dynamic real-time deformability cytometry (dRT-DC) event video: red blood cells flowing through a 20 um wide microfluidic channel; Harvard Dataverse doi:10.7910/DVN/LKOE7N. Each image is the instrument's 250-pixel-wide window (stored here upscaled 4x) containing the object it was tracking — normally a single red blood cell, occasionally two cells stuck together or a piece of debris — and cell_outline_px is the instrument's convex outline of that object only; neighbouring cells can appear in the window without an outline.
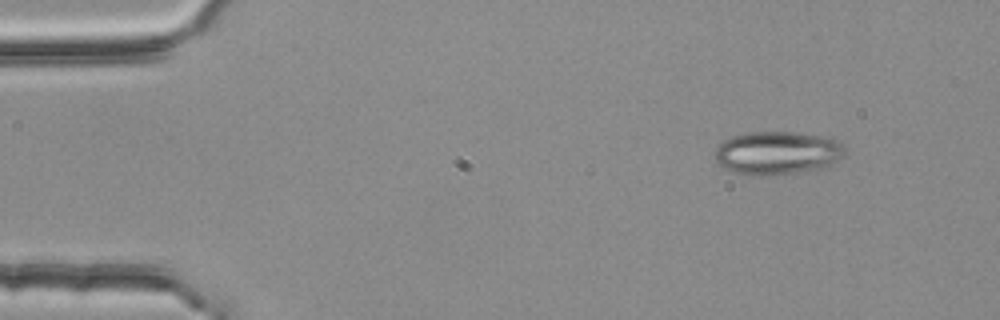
{"species": "common noctule bat (a hibernating species)", "species_latin": "Nyctalus noctula", "temperature_condition": "room temperature", "stored_images_in_passage": 5, "camera_frame_rate_fps": 3000, "um_per_image_px": 0.085, "animal": {"sex": "female", "body_mass_g": 25.1}, "frame": {"image": 1, "passage_image": 2, "time_ms": 0.333, "image_size_px": [1000, 320], "cell_outline_px": [[844, 156], [828, 168], [796, 172], [760, 176], [748, 176], [724, 168], [716, 160], [712, 152], [724, 140], [732, 136], [748, 132], [796, 132], [832, 136], [844, 148]], "centroid_in_image_um": [66.1, 12.99], "position_along_channel_um": 18.9, "area_um2": 33.29}}